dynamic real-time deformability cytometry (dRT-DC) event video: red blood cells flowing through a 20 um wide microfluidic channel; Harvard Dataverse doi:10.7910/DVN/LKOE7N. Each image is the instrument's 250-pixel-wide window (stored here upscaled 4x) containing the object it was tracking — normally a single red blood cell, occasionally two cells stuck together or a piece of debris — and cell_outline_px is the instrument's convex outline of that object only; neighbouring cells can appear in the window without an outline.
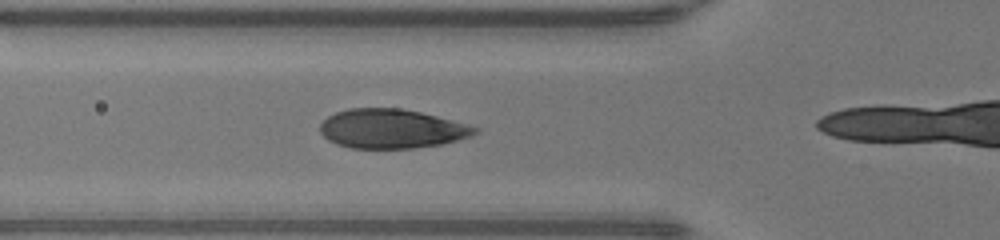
{"species": "human", "species_latin": "Homo sapiens", "temperature_condition": "warm", "stored_images_in_passage": 16, "camera_frame_rate_fps": 3000, "um_per_image_px": 0.085, "donor": {"sex": "male"}, "frame": {"image": 1, "passage_image": 12, "time_ms": 3.667, "image_size_px": [1000, 240], "cell_outline_px": [[480, 132], [472, 136], [440, 144], [412, 148], [352, 148], [336, 144], [328, 140], [320, 132], [320, 124], [328, 116], [336, 112], [348, 108], [400, 108], [420, 112], [468, 124], [480, 128]], "centroid_in_image_um": [33.29, 10.94], "position_along_channel_um": 92.5, "area_um2": 35.37}}